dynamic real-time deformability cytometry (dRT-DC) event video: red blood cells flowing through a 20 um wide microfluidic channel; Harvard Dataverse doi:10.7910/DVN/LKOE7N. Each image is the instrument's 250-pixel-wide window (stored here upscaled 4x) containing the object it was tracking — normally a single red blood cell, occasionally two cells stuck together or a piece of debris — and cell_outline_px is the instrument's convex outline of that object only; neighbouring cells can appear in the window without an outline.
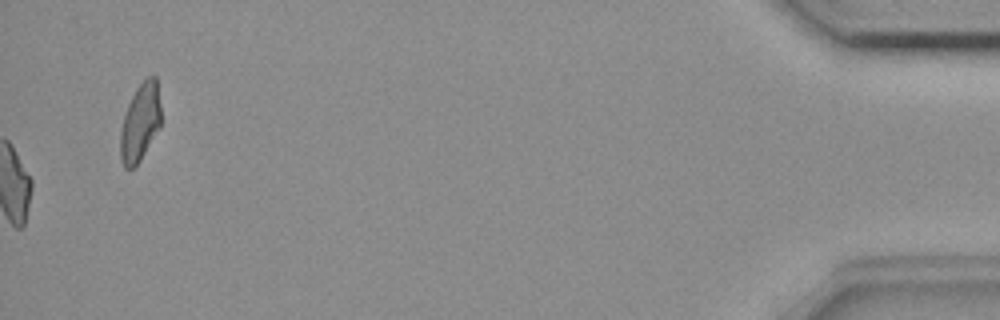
{"species": "common noctule bat (a hibernating species)", "species_latin": "Nyctalus noctula", "temperature_condition": "room temperature", "stored_images_in_passage": 44, "camera_frame_rate_fps": 3000, "um_per_image_px": 0.085, "animal": {"sex": "female", "body_mass_g": 18.4}, "frame": {"image": 1, "passage_image": 44, "time_ms": 14.333, "image_size_px": [1000, 320], "cell_outline_px": [[160, 124], [140, 160], [132, 168], [124, 168], [120, 160], [120, 132], [124, 116], [128, 104], [136, 88], [148, 76], [156, 76], [160, 104]], "centroid_in_image_um": [11.89, 10.39], "position_along_channel_um": 423.3, "area_um2": 18.03}, "authors_computed_cell_mechanics": {"area_um2": 18.3804, "velocity_mm_per_s": 3.6882, "shape_relaxation_time_tau1_ms": null, "shape_relaxation_time_tau2_ms": 3.1789, "deformation_change_tau1": null, "deformation_change_tau2": 0.095}}